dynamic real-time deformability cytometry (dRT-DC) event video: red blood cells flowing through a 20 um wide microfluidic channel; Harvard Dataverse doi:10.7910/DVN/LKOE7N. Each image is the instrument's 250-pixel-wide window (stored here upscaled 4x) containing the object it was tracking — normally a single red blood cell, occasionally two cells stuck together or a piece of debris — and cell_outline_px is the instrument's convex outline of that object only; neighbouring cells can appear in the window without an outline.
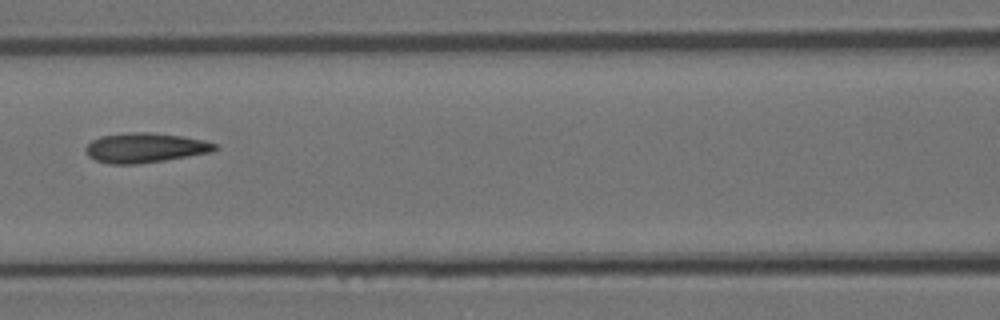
{"species": "Egyptian fruit bat (a non-hibernating species)", "species_latin": "Rousettus aegyptiacus", "temperature_condition": "room temperature", "stored_images_in_passage": 6, "camera_frame_rate_fps": 3000, "um_per_image_px": 0.085, "animal": {"sex": "female"}, "frame": {"image": 1, "passage_image": 6, "time_ms": 1.667, "image_size_px": [1000, 320], "cell_outline_px": [[220, 148], [212, 152], [164, 160], [136, 164], [112, 164], [96, 160], [88, 156], [84, 152], [84, 148], [92, 140], [100, 136], [132, 132], [152, 132], [180, 136], [204, 140], [220, 144]], "centroid_in_image_um": [12.36, 12.56], "position_along_channel_um": 154.2, "area_um2": 22.48}}